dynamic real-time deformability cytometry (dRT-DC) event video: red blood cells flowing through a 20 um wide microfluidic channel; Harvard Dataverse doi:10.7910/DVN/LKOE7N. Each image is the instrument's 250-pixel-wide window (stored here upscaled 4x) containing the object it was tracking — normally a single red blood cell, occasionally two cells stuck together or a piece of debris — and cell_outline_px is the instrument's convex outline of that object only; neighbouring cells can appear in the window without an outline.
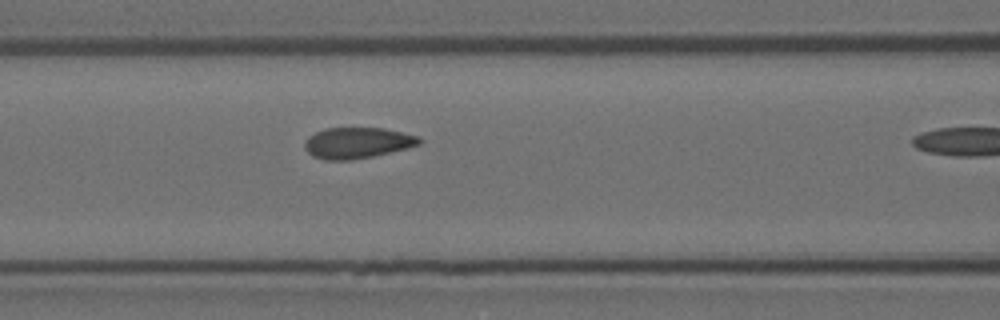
{"species": "Egyptian fruit bat (a non-hibernating species)", "species_latin": "Rousettus aegyptiacus", "temperature_condition": "room temperature", "stored_images_in_passage": 6, "camera_frame_rate_fps": 3000, "um_per_image_px": 0.085, "animal": {"sex": "female"}, "frame": {"image": 1, "passage_image": 5, "time_ms": 1.333, "image_size_px": [1000, 320], "cell_outline_px": [[424, 140], [420, 144], [408, 148], [372, 156], [352, 160], [324, 160], [312, 156], [304, 148], [304, 140], [308, 136], [324, 128], [384, 128], [420, 136]], "centroid_in_image_um": [30.37, 12.14], "position_along_channel_um": 136.2, "area_um2": 20.92}}